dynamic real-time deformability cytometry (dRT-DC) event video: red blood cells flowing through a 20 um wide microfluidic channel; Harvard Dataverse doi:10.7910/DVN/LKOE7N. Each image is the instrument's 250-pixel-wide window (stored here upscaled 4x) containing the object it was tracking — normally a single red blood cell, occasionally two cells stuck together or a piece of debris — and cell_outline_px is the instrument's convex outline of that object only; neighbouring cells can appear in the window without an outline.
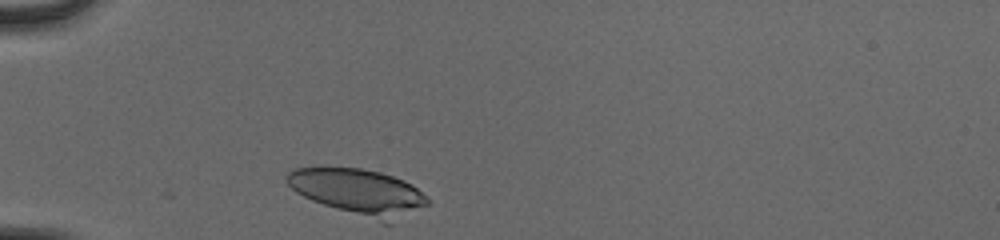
{"species": "human", "species_latin": "Homo sapiens", "temperature_condition": "cold", "stored_images_in_passage": 30, "camera_frame_rate_fps": 3000, "um_per_image_px": 0.085, "donor": {"sex": "male"}, "frame": {"image": 1, "passage_image": 1, "time_ms": 0.0, "image_size_px": [1000, 240], "cell_outline_px": [[432, 204], [392, 224], [384, 224], [312, 200], [296, 192], [284, 180], [284, 176], [288, 172], [296, 168], [360, 168], [380, 172], [404, 180], [412, 184], [432, 200]], "centroid_in_image_um": [30.57, 16.34], "position_along_channel_um": 54.4, "area_um2": 37.97}}
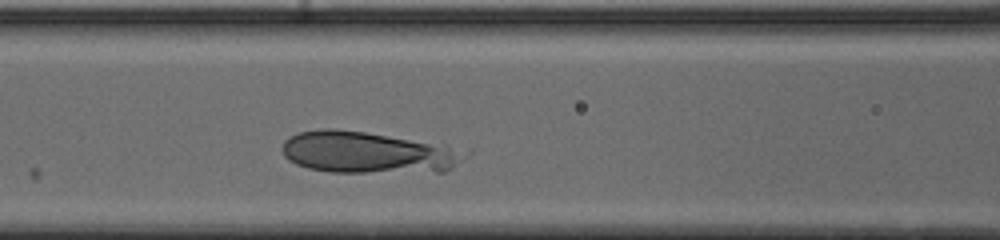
{"frame": {"image": 2, "passage_image": 9, "time_ms": 2.667, "image_size_px": [1000, 240], "cell_outline_px": [[472, 152], [464, 160], [452, 168], [444, 172], [328, 172], [308, 168], [296, 164], [288, 160], [284, 156], [280, 148], [284, 140], [288, 136], [296, 132], [320, 128], [336, 128], [364, 132], [408, 140]], "centroid_in_image_um": [31.15, 12.98], "position_along_channel_um": 135.4, "area_um2": 44.22}}
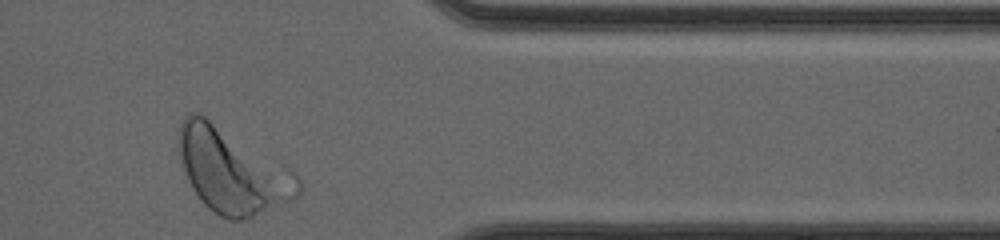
{"frame": {"image": 3, "passage_image": 30, "time_ms": 9.667, "image_size_px": [1000, 240], "cell_outline_px": [[300, 192], [292, 200], [252, 216], [240, 220], [228, 220], [220, 216], [208, 208], [200, 200], [192, 188], [184, 172], [180, 152], [180, 124], [184, 116], [188, 112], [196, 112], [204, 116], [284, 164], [296, 172], [300, 180]], "centroid_in_image_um": [19.75, 14.53], "position_along_channel_um": 391.7, "area_um2": 58.09}}